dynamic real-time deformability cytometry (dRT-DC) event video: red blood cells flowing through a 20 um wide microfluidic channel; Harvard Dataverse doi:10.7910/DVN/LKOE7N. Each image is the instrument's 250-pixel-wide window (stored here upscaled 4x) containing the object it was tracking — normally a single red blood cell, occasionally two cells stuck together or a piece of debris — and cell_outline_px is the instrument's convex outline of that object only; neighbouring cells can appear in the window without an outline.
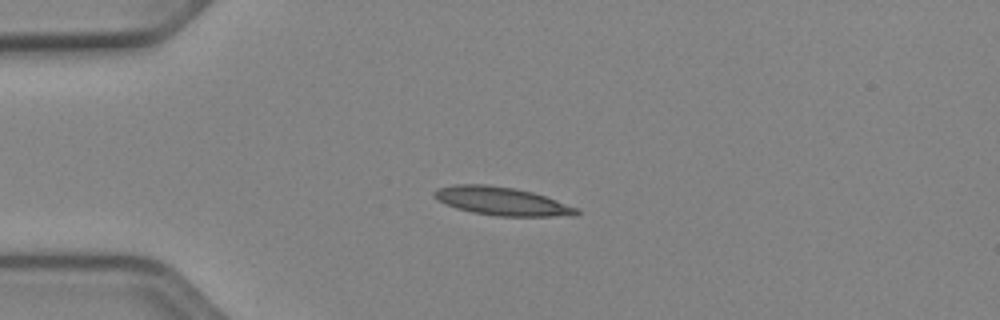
{"species": "Egyptian fruit bat (a non-hibernating species)", "species_latin": "Rousettus aegyptiacus", "temperature_condition": "cold", "stored_images_in_passage": 40, "camera_frame_rate_fps": 3000, "um_per_image_px": 0.085, "animal": {"sex": "female"}, "frame": {"image": 1, "passage_image": 1, "time_ms": 0.0, "image_size_px": [1000, 320], "cell_outline_px": [[580, 212], [576, 216], [496, 216], [472, 212], [456, 208], [444, 204], [436, 200], [432, 196], [432, 192], [440, 188], [452, 184], [484, 184], [516, 188], [532, 192], [580, 208]], "centroid_in_image_um": [42.64, 17.1], "position_along_channel_um": 42.4, "area_um2": 23.7}}
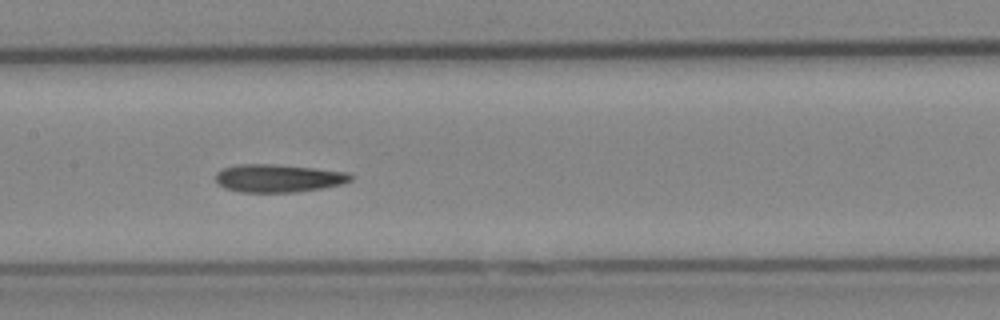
{"frame": {"image": 2, "passage_image": 14, "time_ms": 4.333, "image_size_px": [1000, 320], "cell_outline_px": [[352, 180], [344, 184], [296, 192], [240, 192], [224, 188], [216, 180], [216, 172], [224, 168], [240, 164], [272, 164], [312, 168], [348, 172], [352, 176]], "centroid_in_image_um": [23.66, 15.15], "position_along_channel_um": 183.7, "area_um2": 21.85}}
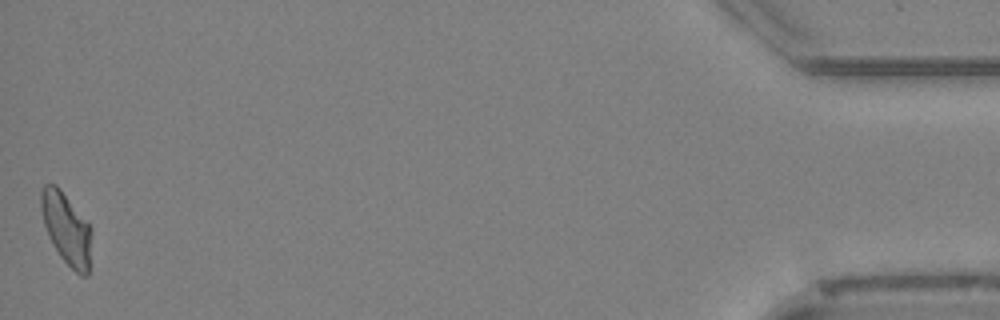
{"frame": {"image": 3, "passage_image": 40, "time_ms": 13.0, "image_size_px": [1000, 320], "cell_outline_px": [[92, 232], [88, 276], [80, 276], [60, 256], [48, 236], [44, 224], [40, 208], [40, 192], [44, 184], [56, 184], [60, 188], [92, 228]], "centroid_in_image_um": [5.64, 19.42], "position_along_channel_um": 429.6, "area_um2": 21.1}, "authors_computed_cell_mechanics": {"area_um2": 21.3571, "velocity_mm_per_s": 3.8851, "shape_relaxation_time_tau1_ms": null, "shape_relaxation_time_tau2_ms": 6.1511, "deformation_change_tau1": null, "deformation_change_tau2": 0.1242}}